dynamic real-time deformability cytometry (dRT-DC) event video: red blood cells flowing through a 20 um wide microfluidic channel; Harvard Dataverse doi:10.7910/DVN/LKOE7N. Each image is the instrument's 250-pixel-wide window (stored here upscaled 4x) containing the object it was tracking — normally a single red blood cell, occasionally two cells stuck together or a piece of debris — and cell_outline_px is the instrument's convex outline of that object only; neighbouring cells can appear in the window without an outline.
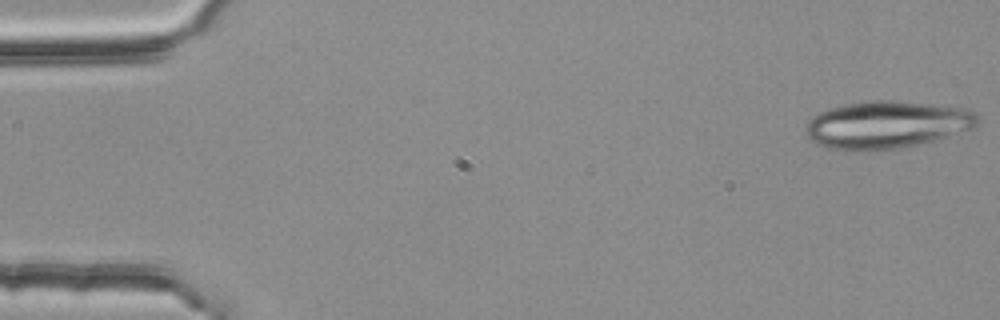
{"species": "common noctule bat (a hibernating species)", "species_latin": "Nyctalus noctula", "temperature_condition": "room temperature", "stored_images_in_passage": 4, "camera_frame_rate_fps": 3000, "um_per_image_px": 0.085, "animal": {"sex": "female", "body_mass_g": 25.1}, "frame": {"image": 1, "passage_image": 1, "time_ms": 0.0, "image_size_px": [1000, 320], "cell_outline_px": [[980, 124], [976, 128], [948, 136], [900, 148], [868, 152], [848, 152], [828, 148], [816, 144], [808, 136], [808, 120], [812, 116], [828, 108], [876, 100], [884, 100], [932, 104], [968, 108], [976, 116]], "centroid_in_image_um": [75.38, 10.63], "position_along_channel_um": 9.6, "area_um2": 47.57}}